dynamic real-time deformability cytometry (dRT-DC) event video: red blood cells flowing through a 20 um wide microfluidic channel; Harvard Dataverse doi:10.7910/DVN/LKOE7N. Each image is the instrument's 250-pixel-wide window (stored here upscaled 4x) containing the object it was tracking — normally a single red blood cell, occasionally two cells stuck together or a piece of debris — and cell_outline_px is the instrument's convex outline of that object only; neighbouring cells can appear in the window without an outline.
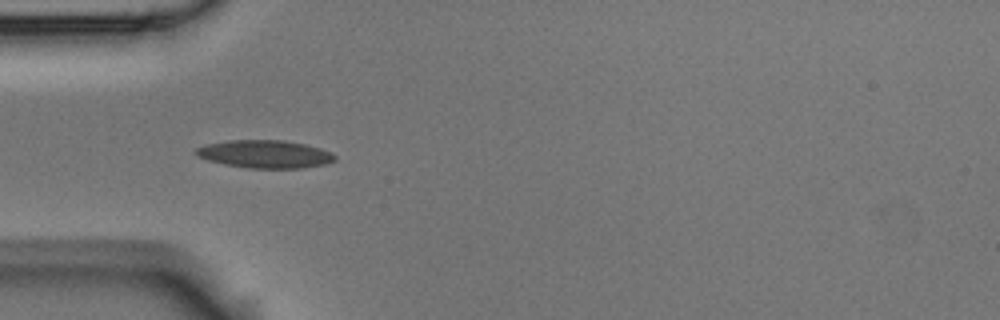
{"species": "Egyptian fruit bat (a non-hibernating species)", "species_latin": "Rousettus aegyptiacus", "temperature_condition": "room temperature", "stored_images_in_passage": 2, "camera_frame_rate_fps": 3000, "um_per_image_px": 0.085, "animal": {"sex": "male"}, "frame": {"image": 1, "passage_image": 1, "time_ms": 0.0, "image_size_px": [1000, 320], "cell_outline_px": [[336, 160], [324, 164], [304, 168], [248, 168], [224, 164], [208, 160], [192, 152], [196, 148], [204, 144], [228, 140], [284, 140], [304, 144], [320, 148], [332, 152], [336, 156]], "centroid_in_image_um": [22.51, 13.09], "position_along_channel_um": 62.5, "area_um2": 22.66}}
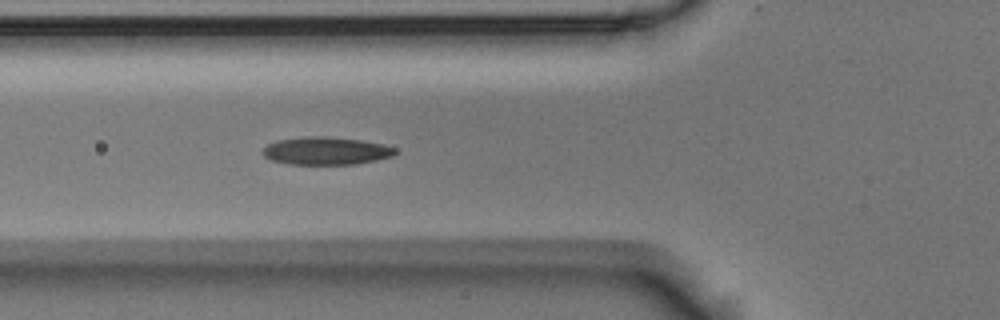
{"frame": {"image": 2, "passage_image": 2, "time_ms": 0.333, "image_size_px": [1000, 320], "cell_outline_px": [[396, 152], [392, 156], [376, 160], [356, 164], [288, 164], [272, 160], [264, 156], [260, 152], [268, 144], [276, 140], [304, 136], [328, 136], [360, 140], [384, 144], [396, 148]], "centroid_in_image_um": [27.69, 12.81], "position_along_channel_um": 98.1, "area_um2": 21.56}}